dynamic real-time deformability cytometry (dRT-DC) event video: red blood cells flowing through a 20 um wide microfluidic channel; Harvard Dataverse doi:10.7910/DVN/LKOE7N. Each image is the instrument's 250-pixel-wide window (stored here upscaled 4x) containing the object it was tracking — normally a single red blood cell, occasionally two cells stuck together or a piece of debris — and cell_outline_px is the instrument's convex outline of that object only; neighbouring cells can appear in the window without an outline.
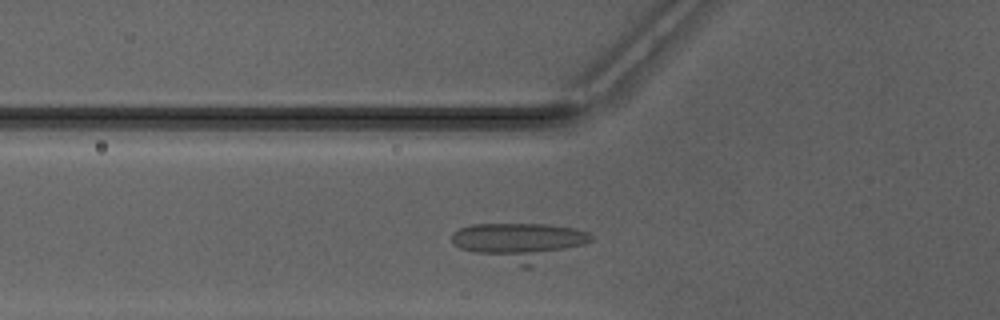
{"species": "Egyptian fruit bat (a non-hibernating species)", "species_latin": "Rousettus aegyptiacus", "temperature_condition": "warm", "stored_images_in_passage": 34, "camera_frame_rate_fps": 3000, "um_per_image_px": 0.085, "animal": {"sex": "male"}, "frame": {"image": 1, "passage_image": 12, "time_ms": 3.667, "image_size_px": [1000, 320], "cell_outline_px": [[592, 240], [584, 244], [532, 268], [520, 268], [460, 248], [452, 244], [452, 232], [460, 228], [472, 224], [548, 224], [576, 228], [588, 232], [592, 236]], "centroid_in_image_um": [44.18, 20.57], "position_along_channel_um": 81.6, "area_um2": 31.15}}
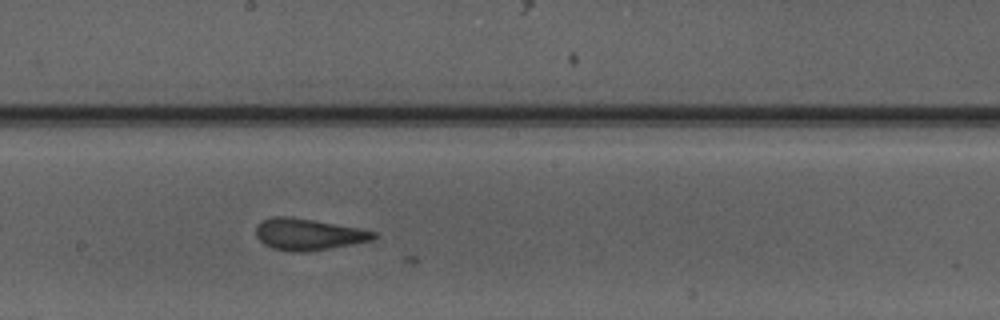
{"frame": {"image": 2, "passage_image": 22, "time_ms": 7.0, "image_size_px": [1000, 320], "cell_outline_px": [[380, 236], [372, 240], [352, 244], [304, 252], [292, 252], [272, 248], [264, 244], [256, 236], [256, 224], [272, 216], [288, 216], [360, 228], [376, 232]], "centroid_in_image_um": [26.2, 19.91], "position_along_channel_um": 222.0, "area_um2": 21.56}}
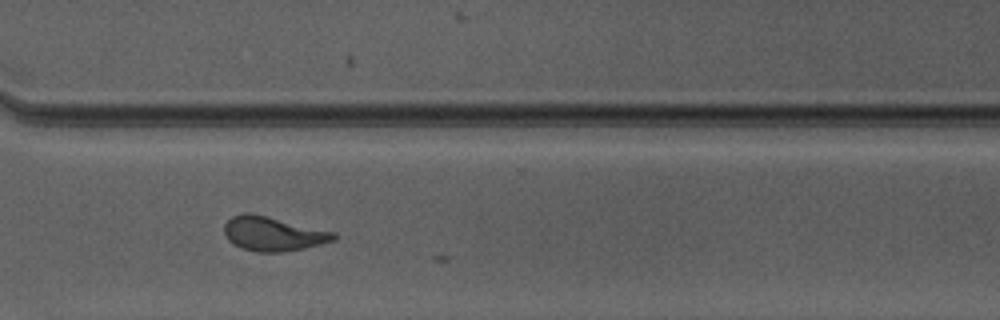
{"frame": {"image": 3, "passage_image": 31, "time_ms": 10.0, "image_size_px": [1000, 320], "cell_outline_px": [[336, 240], [304, 248], [284, 252], [256, 252], [240, 248], [228, 240], [224, 232], [224, 224], [232, 216], [244, 212], [252, 212], [336, 232]], "centroid_in_image_um": [23.2, 19.86], "position_along_channel_um": 347.4, "area_um2": 22.14}}